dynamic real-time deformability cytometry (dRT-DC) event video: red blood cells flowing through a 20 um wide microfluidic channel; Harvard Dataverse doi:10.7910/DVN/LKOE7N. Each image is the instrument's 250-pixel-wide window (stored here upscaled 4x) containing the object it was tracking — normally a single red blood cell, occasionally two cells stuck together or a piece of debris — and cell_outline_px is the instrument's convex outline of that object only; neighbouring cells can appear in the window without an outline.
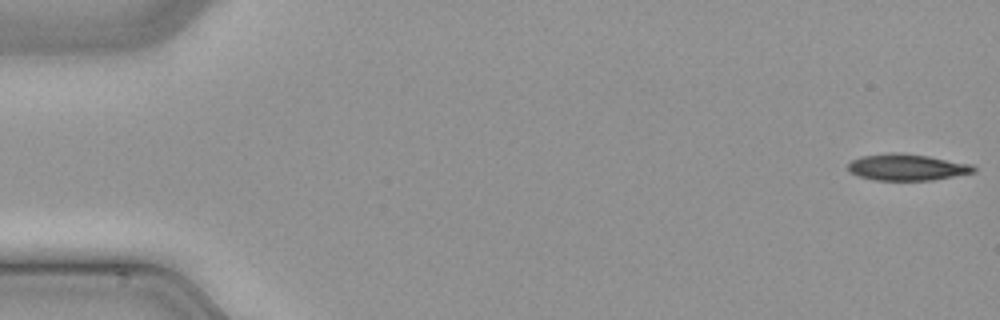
{"species": "common noctule bat (a hibernating species)", "species_latin": "Nyctalus noctula", "temperature_condition": "cold", "stored_images_in_passage": 49, "camera_frame_rate_fps": 3000, "um_per_image_px": 0.085, "animal": {"sex": "male", "body_mass_g": 21.5, "forearm_length_mm": 52.0}, "frame": {"image": 1, "passage_image": 1, "time_ms": 0.0, "image_size_px": [1000, 320], "cell_outline_px": [[976, 172], [932, 180], [876, 180], [860, 176], [852, 172], [848, 168], [848, 164], [852, 160], [860, 156], [888, 152], [900, 152], [928, 156], [972, 164], [976, 168]], "centroid_in_image_um": [77.11, 14.2], "position_along_channel_um": 7.9, "area_um2": 19.36}}
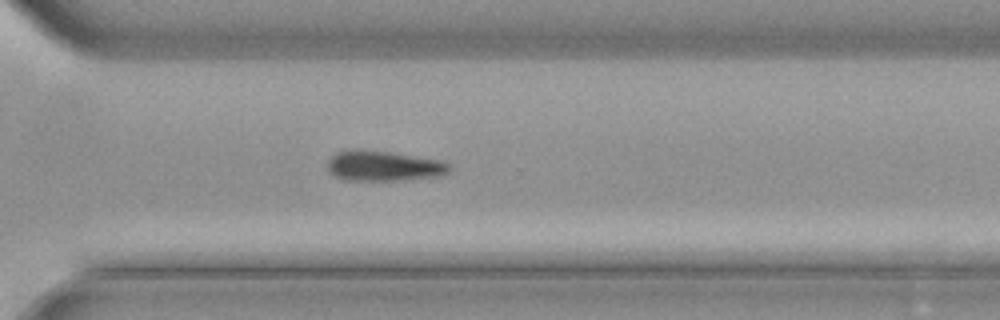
{"frame": {"image": 2, "passage_image": 35, "time_ms": 11.333, "image_size_px": [1000, 320], "cell_outline_px": [[452, 168], [448, 172], [440, 176], [396, 180], [344, 180], [328, 172], [328, 160], [336, 152], [388, 152], [440, 160], [448, 164]], "centroid_in_image_um": [32.64, 14.14], "position_along_channel_um": 338.0, "area_um2": 20.63}}
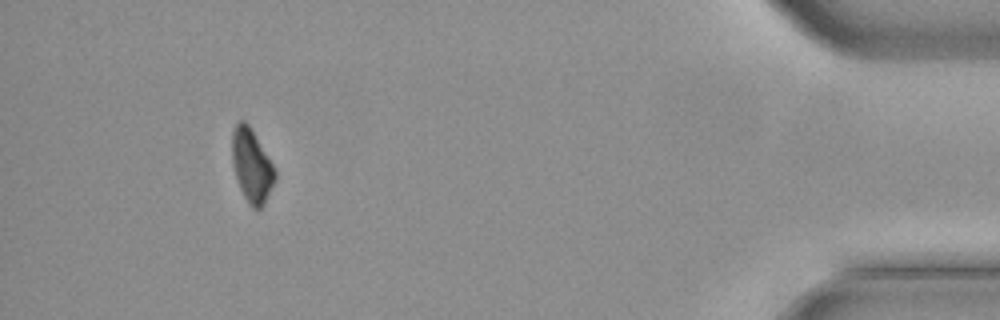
{"frame": {"image": 3, "passage_image": 45, "time_ms": 14.667, "image_size_px": [1000, 320], "cell_outline_px": [[276, 180], [264, 204], [260, 208], [252, 208], [248, 204], [240, 188], [236, 176], [232, 160], [232, 132], [236, 124], [240, 120], [244, 120], [248, 124], [272, 164], [276, 172]], "centroid_in_image_um": [21.39, 14.1], "position_along_channel_um": 413.8, "area_um2": 17.98}}